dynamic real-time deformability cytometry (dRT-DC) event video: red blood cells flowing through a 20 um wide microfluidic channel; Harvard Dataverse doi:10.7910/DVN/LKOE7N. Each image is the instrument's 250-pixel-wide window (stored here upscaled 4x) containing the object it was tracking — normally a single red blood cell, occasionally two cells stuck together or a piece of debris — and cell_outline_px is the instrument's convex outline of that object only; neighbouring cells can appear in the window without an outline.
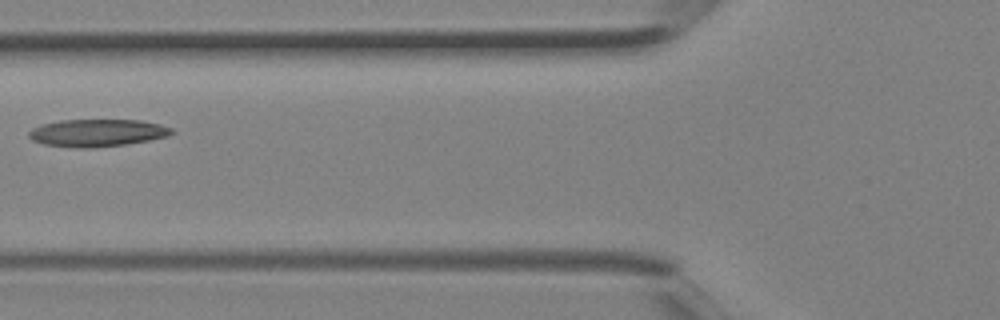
{"species": "Egyptian fruit bat (a non-hibernating species)", "species_latin": "Rousettus aegyptiacus", "temperature_condition": "room temperature", "stored_images_in_passage": 4, "camera_frame_rate_fps": 3000, "um_per_image_px": 0.085, "animal": {"sex": "female"}, "frame": {"image": 1, "passage_image": 4, "time_ms": 1.0, "image_size_px": [1000, 320], "cell_outline_px": [[176, 132], [168, 136], [148, 140], [124, 144], [92, 148], [76, 148], [44, 144], [32, 140], [28, 136], [28, 132], [32, 128], [44, 124], [60, 120], [140, 120], [160, 124], [172, 128]], "centroid_in_image_um": [8.27, 11.29], "position_along_channel_um": 117.5, "area_um2": 22.77}}